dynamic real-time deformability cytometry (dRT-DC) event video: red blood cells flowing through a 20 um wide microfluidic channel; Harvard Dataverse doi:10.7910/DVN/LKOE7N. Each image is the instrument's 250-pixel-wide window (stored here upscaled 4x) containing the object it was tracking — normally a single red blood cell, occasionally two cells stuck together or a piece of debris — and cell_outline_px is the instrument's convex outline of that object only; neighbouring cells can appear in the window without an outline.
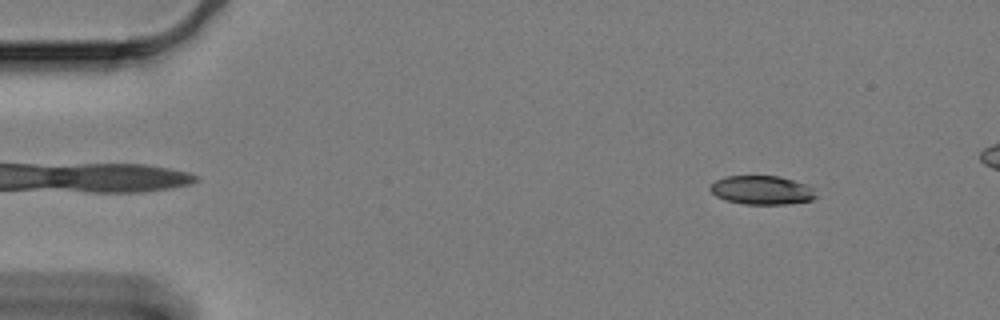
{"species": "Egyptian fruit bat (a non-hibernating species)", "species_latin": "Rousettus aegyptiacus", "temperature_condition": "cold", "stored_images_in_passage": 13, "camera_frame_rate_fps": 3000, "um_per_image_px": 0.085, "animal": {"sex": "female"}, "frame": {"image": 1, "passage_image": 2, "time_ms": 0.333, "image_size_px": [1000, 320], "cell_outline_px": [[816, 196], [812, 200], [788, 204], [744, 204], [724, 200], [716, 196], [708, 188], [716, 180], [724, 176], [780, 176], [804, 184], [812, 188]], "centroid_in_image_um": [64.72, 16.16], "position_along_channel_um": 20.3, "area_um2": 17.69}}
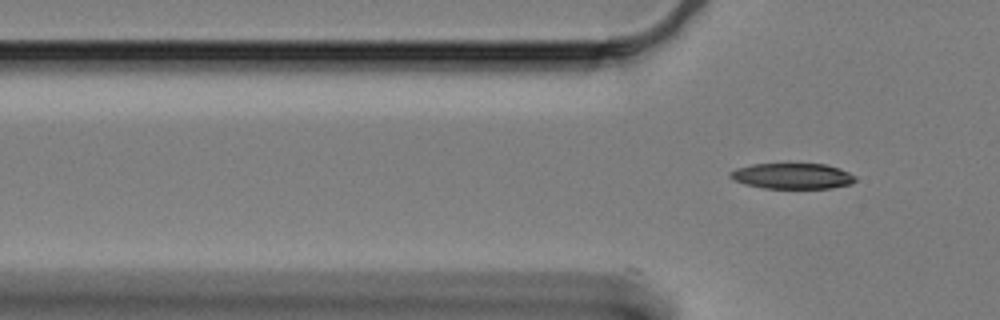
{"frame": {"image": 2, "passage_image": 13, "time_ms": 4.0, "image_size_px": [1000, 320], "cell_outline_px": [[856, 180], [852, 184], [832, 188], [764, 188], [744, 184], [728, 176], [728, 172], [736, 168], [752, 164], [824, 164], [840, 168], [856, 176]], "centroid_in_image_um": [67.36, 14.96], "position_along_channel_um": 58.4, "area_um2": 18.79}}